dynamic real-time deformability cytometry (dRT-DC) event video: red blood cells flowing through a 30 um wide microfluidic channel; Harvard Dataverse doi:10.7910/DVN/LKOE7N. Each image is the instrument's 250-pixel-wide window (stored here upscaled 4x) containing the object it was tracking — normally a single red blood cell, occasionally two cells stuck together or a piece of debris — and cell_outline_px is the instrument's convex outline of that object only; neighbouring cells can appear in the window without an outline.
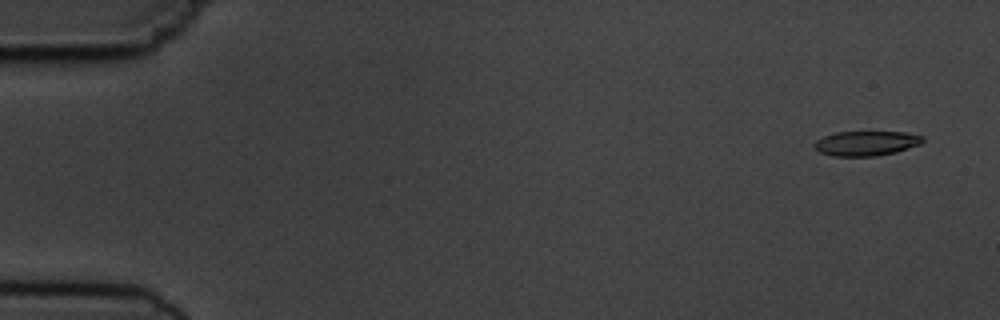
{"species": "common noctule bat (a hibernating species)", "species_latin": "Nyctalus noctula", "temperature_condition": "cold", "stored_images_in_passage": 4, "camera_frame_rate_fps": 3000, "um_per_image_px": 0.085, "animal": {"sex": "male", "body_mass_g": 19.5, "forearm_length_mm": 54.6}, "frame": {"image": 1, "passage_image": 1, "time_ms": 0.0, "image_size_px": [1000, 320], "cell_outline_px": [[924, 140], [920, 144], [896, 152], [876, 156], [832, 156], [820, 152], [812, 144], [816, 140], [824, 136], [836, 132], [904, 132], [924, 136]], "centroid_in_image_um": [73.62, 12.18], "position_along_channel_um": 11.4, "area_um2": 15.61}}
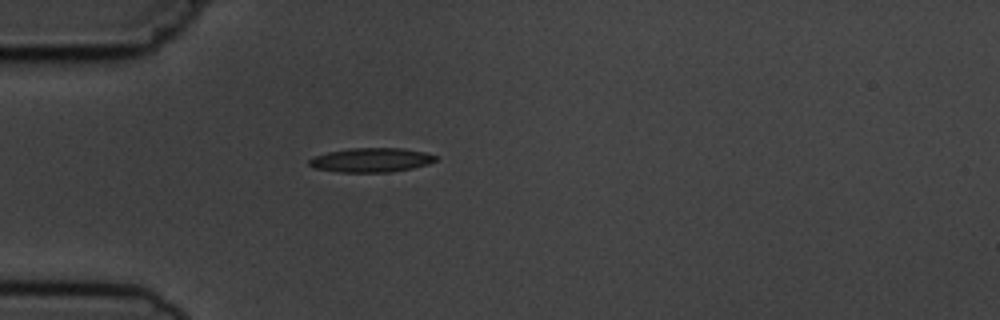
{"frame": {"image": 2, "passage_image": 4, "time_ms": 4.333, "image_size_px": [1000, 320], "cell_outline_px": [[436, 160], [428, 164], [412, 168], [388, 172], [340, 172], [312, 168], [308, 164], [308, 160], [316, 156], [328, 152], [352, 148], [404, 148], [424, 152], [436, 156]], "centroid_in_image_um": [31.53, 13.6], "position_along_channel_um": 53.5, "area_um2": 17.74}}